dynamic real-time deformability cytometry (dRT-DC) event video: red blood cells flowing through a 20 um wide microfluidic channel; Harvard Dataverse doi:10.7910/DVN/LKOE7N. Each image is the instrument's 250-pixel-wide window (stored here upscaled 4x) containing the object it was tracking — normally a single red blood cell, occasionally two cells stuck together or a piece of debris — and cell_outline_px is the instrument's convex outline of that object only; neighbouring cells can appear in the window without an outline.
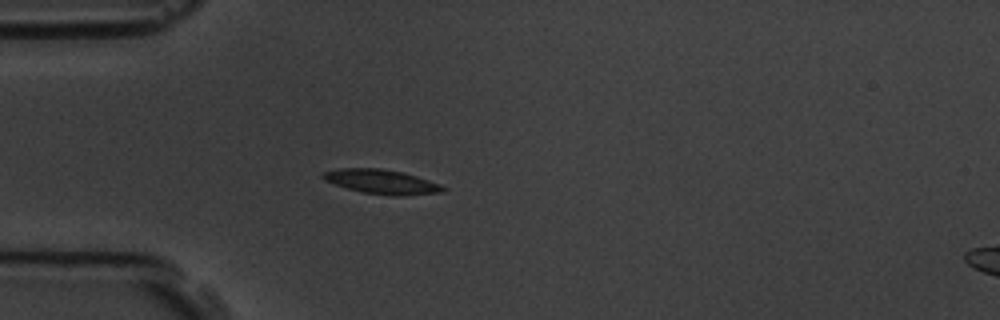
{"species": "common noctule bat (a hibernating species)", "species_latin": "Nyctalus noctula", "temperature_condition": "room temperature", "stored_images_in_passage": 3, "camera_frame_rate_fps": 3000, "um_per_image_px": 0.085, "animal": {"sex": "male", "body_mass_g": 19.5, "forearm_length_mm": 54.6}, "frame": {"image": 1, "passage_image": 3, "time_ms": 2.333, "image_size_px": [1000, 320], "cell_outline_px": [[448, 188], [444, 192], [404, 196], [392, 196], [364, 192], [348, 188], [324, 180], [320, 176], [324, 172], [340, 168], [380, 168], [404, 172], [440, 184]], "centroid_in_image_um": [32.49, 15.45], "position_along_channel_um": 52.5, "area_um2": 17.05}}